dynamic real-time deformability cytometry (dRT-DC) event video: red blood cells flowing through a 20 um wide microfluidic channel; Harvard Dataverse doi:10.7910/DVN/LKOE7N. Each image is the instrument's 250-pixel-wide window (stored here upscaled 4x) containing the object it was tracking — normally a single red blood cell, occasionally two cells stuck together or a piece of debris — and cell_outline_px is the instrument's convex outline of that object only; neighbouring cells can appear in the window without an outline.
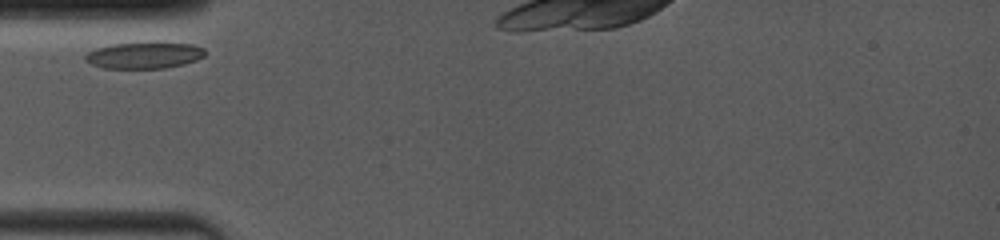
{"species": "common noctule bat (a hibernating species)", "species_latin": "Nyctalus noctula", "temperature_condition": "room temperature", "stored_images_in_passage": 21, "camera_frame_rate_fps": 4000, "um_per_image_px": 0.085, "animal": {"sex": "female", "body_mass_g": 19.0, "forearm_length_mm": 53.3}, "frame": {"image": 1, "passage_image": 1, "time_ms": 0.0, "image_size_px": [1000, 240], "cell_outline_px": [[204, 56], [196, 60], [184, 64], [164, 68], [104, 68], [92, 64], [84, 60], [84, 56], [88, 52], [96, 48], [112, 44], [192, 44], [204, 48]], "centroid_in_image_um": [12.22, 4.73], "position_along_channel_um": 72.8, "area_um2": 17.86}}
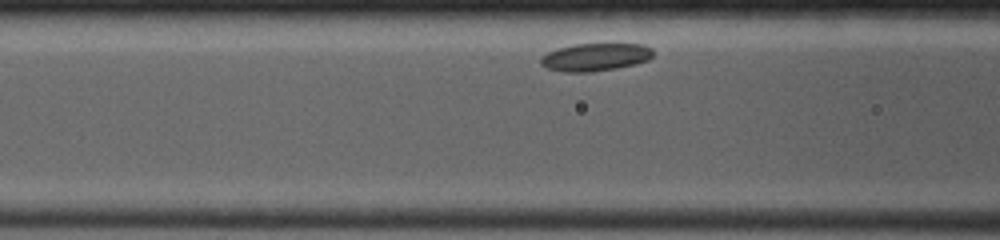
{"frame": {"image": 2, "passage_image": 9, "time_ms": 1.25, "image_size_px": [1000, 240], "cell_outline_px": [[652, 56], [648, 60], [636, 64], [616, 68], [588, 72], [560, 72], [548, 68], [540, 64], [540, 60], [548, 52], [560, 48], [576, 44], [644, 44], [652, 48]], "centroid_in_image_um": [50.62, 4.86], "position_along_channel_um": 116.0, "area_um2": 18.03}}
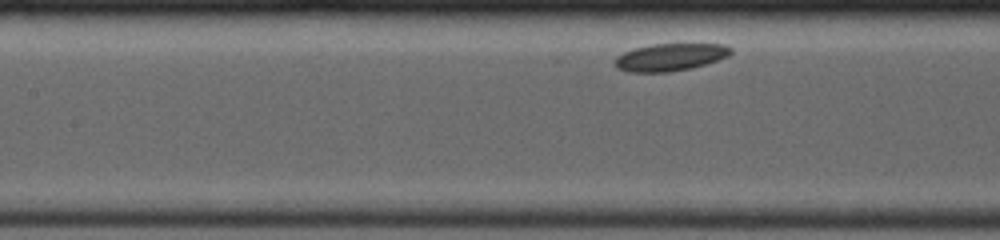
{"frame": {"image": 3, "passage_image": 15, "time_ms": 2.25, "image_size_px": [1000, 240], "cell_outline_px": [[732, 52], [728, 56], [692, 68], [672, 72], [628, 72], [616, 68], [612, 64], [612, 60], [616, 56], [624, 52], [636, 48], [652, 44], [724, 44], [732, 48]], "centroid_in_image_um": [56.91, 4.87], "position_along_channel_um": 150.5, "area_um2": 18.67}}